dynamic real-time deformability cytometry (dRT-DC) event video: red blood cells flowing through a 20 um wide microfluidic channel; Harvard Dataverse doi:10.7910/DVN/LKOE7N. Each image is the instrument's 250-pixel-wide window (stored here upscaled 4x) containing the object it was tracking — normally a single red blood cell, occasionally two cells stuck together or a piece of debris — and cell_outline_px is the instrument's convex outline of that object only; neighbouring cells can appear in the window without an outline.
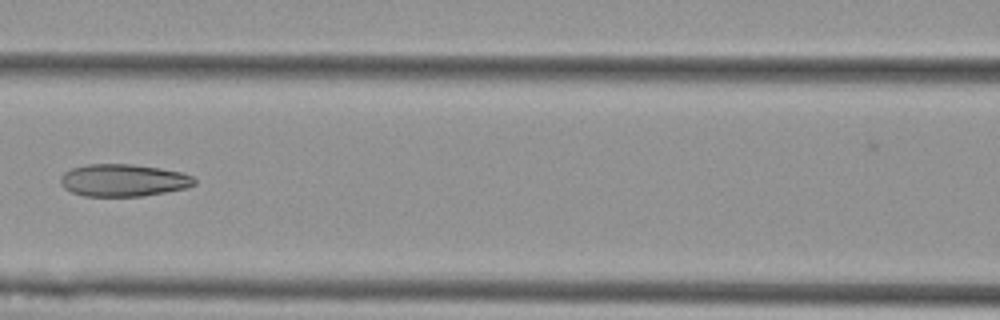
{"species": "Egyptian fruit bat (a non-hibernating species)", "species_latin": "Rousettus aegyptiacus", "temperature_condition": "cold", "stored_images_in_passage": 10, "camera_frame_rate_fps": 3000, "um_per_image_px": 0.085, "animal": {"sex": "female"}, "frame": {"image": 1, "passage_image": 7, "time_ms": 2.0, "image_size_px": [1000, 320], "cell_outline_px": [[196, 184], [188, 188], [140, 196], [84, 196], [72, 192], [64, 188], [60, 184], [60, 176], [64, 172], [72, 168], [88, 164], [132, 164], [160, 168], [180, 172], [192, 176], [196, 180]], "centroid_in_image_um": [10.47, 15.32], "position_along_channel_um": 156.1, "area_um2": 25.26}}
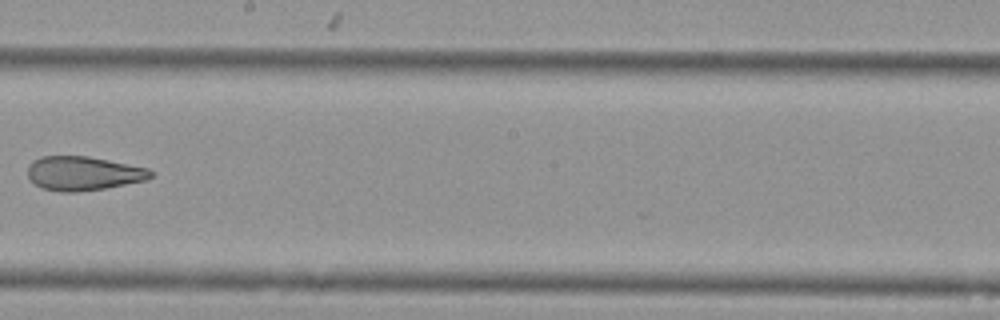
{"frame": {"image": 2, "passage_image": 9, "time_ms": 2.667, "image_size_px": [1000, 320], "cell_outline_px": [[152, 176], [148, 180], [104, 188], [76, 192], [60, 192], [40, 188], [28, 176], [28, 164], [32, 160], [40, 156], [88, 156], [148, 168], [152, 172]], "centroid_in_image_um": [7.05, 14.73], "position_along_channel_um": 241.1, "area_um2": 24.45}}
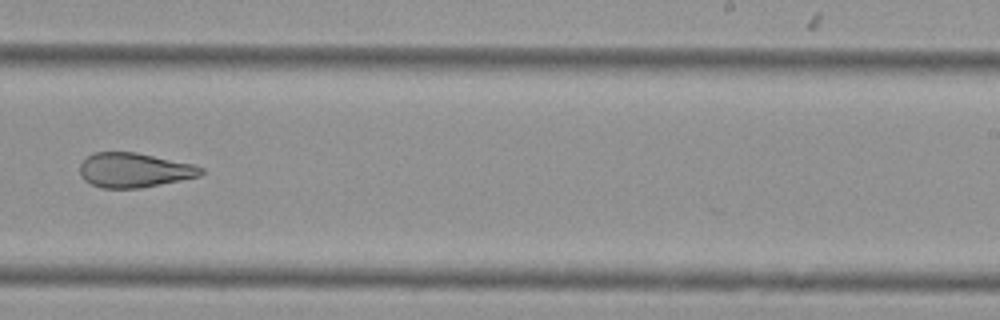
{"frame": {"image": 3, "passage_image": 10, "time_ms": 3.0, "image_size_px": [1000, 320], "cell_outline_px": [[204, 172], [200, 176], [140, 188], [100, 188], [84, 180], [80, 176], [80, 164], [88, 156], [96, 152], [136, 152], [192, 164], [204, 168]], "centroid_in_image_um": [11.4, 14.46], "position_along_channel_um": 277.6, "area_um2": 24.28}}